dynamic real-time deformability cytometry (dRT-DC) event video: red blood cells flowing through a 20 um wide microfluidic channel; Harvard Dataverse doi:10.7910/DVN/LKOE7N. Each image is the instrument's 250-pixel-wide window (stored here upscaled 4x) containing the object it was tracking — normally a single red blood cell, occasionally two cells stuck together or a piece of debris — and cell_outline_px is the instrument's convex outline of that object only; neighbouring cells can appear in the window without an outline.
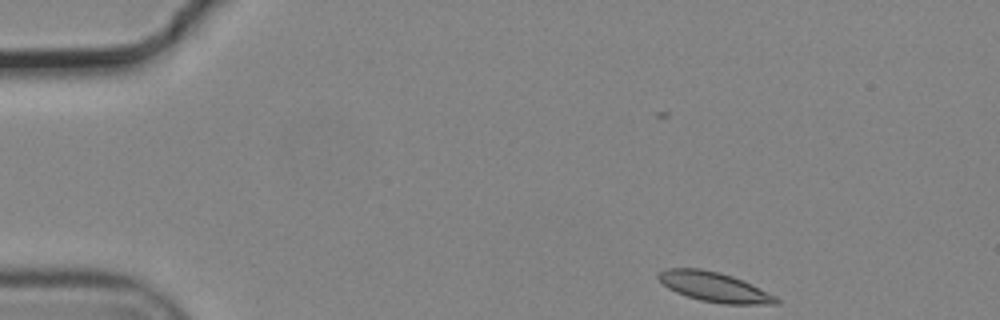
{"species": "common noctule bat (a hibernating species)", "species_latin": "Nyctalus noctula", "temperature_condition": "cold", "stored_images_in_passage": 46, "camera_frame_rate_fps": 3000, "um_per_image_px": 0.085, "animal": {"sex": "male", "body_mass_g": 19.2, "forearm_length_mm": 51.8}, "frame": {"image": 1, "passage_image": 1, "time_ms": 0.0, "image_size_px": [1000, 320], "cell_outline_px": [[780, 304], [724, 304], [700, 300], [676, 292], [668, 288], [656, 276], [660, 272], [668, 268], [700, 268], [732, 276], [776, 296], [780, 300]], "centroid_in_image_um": [60.71, 24.4], "position_along_channel_um": 24.3, "area_um2": 20.0}}
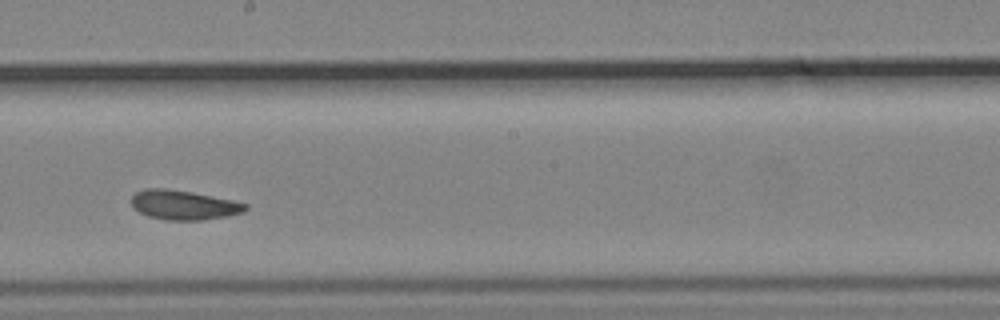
{"frame": {"image": 2, "passage_image": 25, "time_ms": 8.0, "image_size_px": [1000, 320], "cell_outline_px": [[248, 208], [244, 212], [228, 216], [204, 220], [168, 220], [148, 216], [140, 212], [132, 204], [132, 196], [136, 192], [144, 188], [164, 188], [192, 192], [232, 200], [248, 204]], "centroid_in_image_um": [15.64, 17.42], "position_along_channel_um": 232.6, "area_um2": 19.54}}
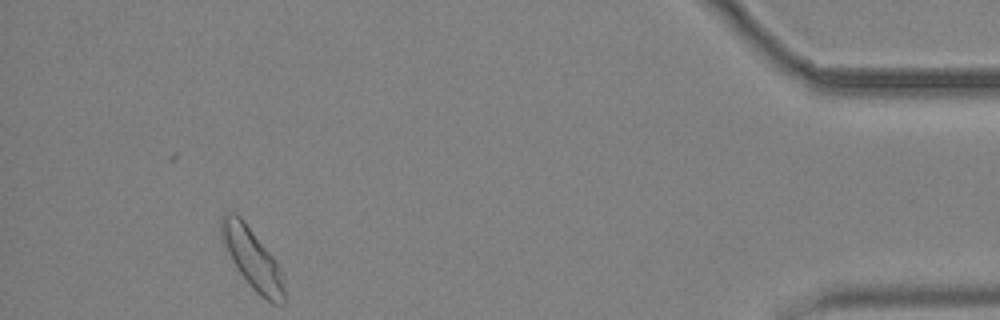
{"frame": {"image": 3, "passage_image": 45, "time_ms": 14.667, "image_size_px": [1000, 320], "cell_outline_px": [[288, 300], [284, 304], [272, 304], [260, 296], [252, 288], [240, 272], [232, 260], [220, 236], [220, 220], [224, 212], [232, 212], [240, 216], [244, 220], [272, 256], [280, 272], [288, 296]], "centroid_in_image_um": [21.46, 22.01], "position_along_channel_um": 413.7, "area_um2": 22.14}, "authors_computed_cell_mechanics": {"area_um2": 19.7098, "velocity_mm_per_s": 3.6558, "shape_relaxation_time_tau1_ms": 4.7851, "shape_relaxation_time_tau2_ms": 4.6246, "deformation_change_tau1": 0.1038, "deformation_change_tau2": 0.0806}}